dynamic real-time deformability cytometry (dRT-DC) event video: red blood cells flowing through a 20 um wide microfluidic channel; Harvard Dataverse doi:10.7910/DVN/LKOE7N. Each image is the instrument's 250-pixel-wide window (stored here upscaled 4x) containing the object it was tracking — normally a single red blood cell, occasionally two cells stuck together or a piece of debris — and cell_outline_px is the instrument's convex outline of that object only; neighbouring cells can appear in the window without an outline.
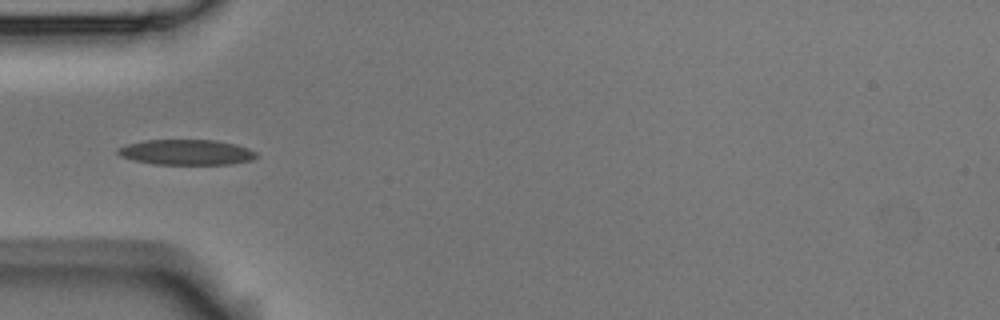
{"species": "Egyptian fruit bat (a non-hibernating species)", "species_latin": "Rousettus aegyptiacus", "temperature_condition": "room temperature", "stored_images_in_passage": 7, "camera_frame_rate_fps": 3000, "um_per_image_px": 0.085, "animal": {"sex": "male"}, "frame": {"image": 1, "passage_image": 5, "time_ms": 1.333, "image_size_px": [1000, 320], "cell_outline_px": [[256, 156], [252, 160], [232, 164], [152, 164], [132, 160], [120, 156], [116, 152], [116, 148], [128, 144], [144, 140], [216, 140], [236, 144], [248, 148], [256, 152]], "centroid_in_image_um": [15.82, 12.94], "position_along_channel_um": 69.2, "area_um2": 20.58}}
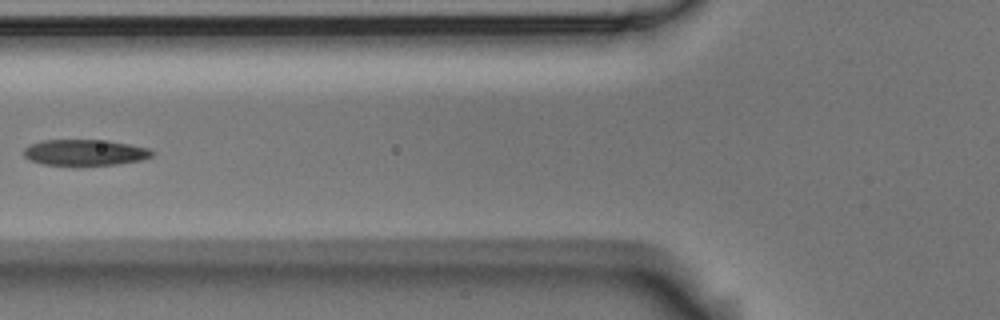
{"frame": {"image": 2, "passage_image": 6, "time_ms": 1.667, "image_size_px": [1000, 320], "cell_outline_px": [[156, 152], [152, 156], [140, 160], [116, 164], [76, 168], [44, 164], [28, 160], [24, 156], [24, 148], [28, 144], [40, 140], [108, 140], [148, 148]], "centroid_in_image_um": [7.16, 12.99], "position_along_channel_um": 118.6, "area_um2": 20.29}}
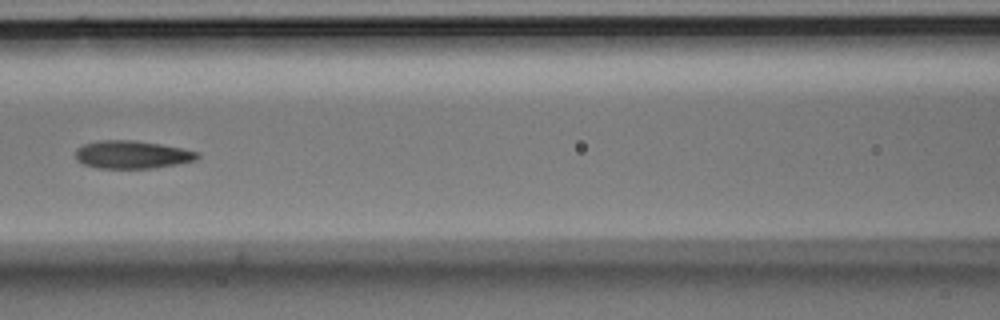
{"frame": {"image": 3, "passage_image": 7, "time_ms": 2.0, "image_size_px": [1000, 320], "cell_outline_px": [[200, 156], [196, 160], [176, 164], [152, 168], [96, 168], [84, 164], [76, 160], [76, 148], [84, 144], [96, 140], [132, 140], [160, 144], [200, 152]], "centroid_in_image_um": [11.21, 13.14], "position_along_channel_um": 155.4, "area_um2": 19.83}}